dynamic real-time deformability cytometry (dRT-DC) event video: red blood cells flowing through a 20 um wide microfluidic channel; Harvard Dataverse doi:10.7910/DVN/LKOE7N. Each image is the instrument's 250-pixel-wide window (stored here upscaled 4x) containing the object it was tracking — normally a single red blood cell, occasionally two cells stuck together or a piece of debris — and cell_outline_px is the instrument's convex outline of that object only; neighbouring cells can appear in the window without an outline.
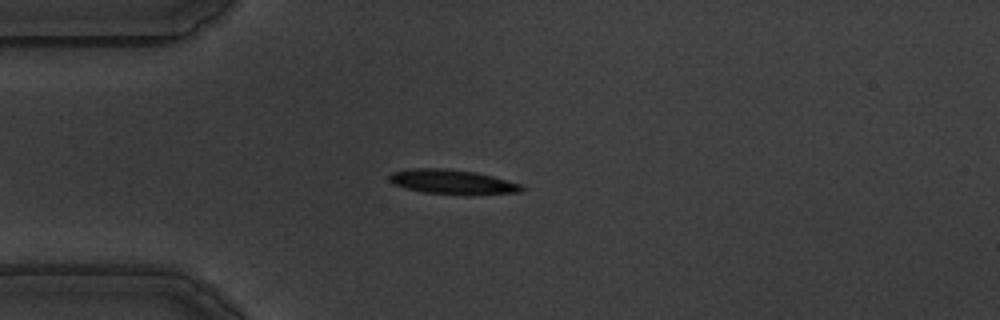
{"species": "common noctule bat (a hibernating species)", "species_latin": "Nyctalus noctula", "temperature_condition": "warm", "stored_images_in_passage": 44, "camera_frame_rate_fps": 3000, "um_per_image_px": 0.085, "animal": {"sex": "male", "body_mass_g": 19.5, "forearm_length_mm": 54.6}, "frame": {"image": 1, "passage_image": 1, "time_ms": 0.0, "image_size_px": [1000, 320], "cell_outline_px": [[524, 192], [472, 196], [464, 196], [424, 192], [404, 188], [392, 184], [388, 180], [388, 176], [392, 172], [412, 168], [444, 168], [476, 172], [492, 176], [520, 184], [524, 188]], "centroid_in_image_um": [38.46, 15.49], "position_along_channel_um": 46.5, "area_um2": 19.48}}
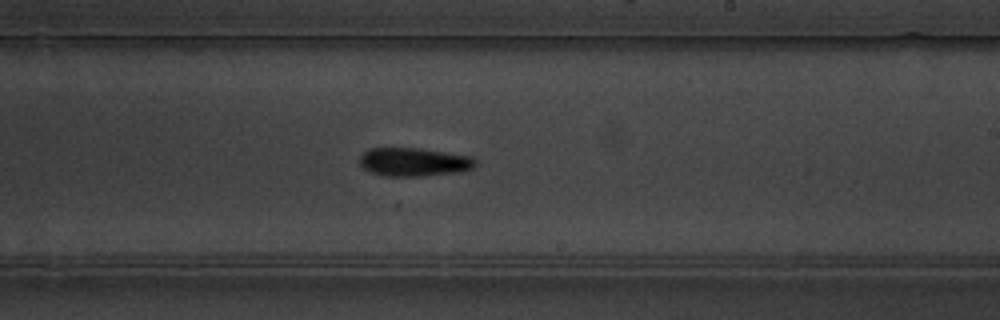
{"frame": {"image": 2, "passage_image": 20, "time_ms": 6.333, "image_size_px": [1000, 320], "cell_outline_px": [[476, 164], [472, 168], [460, 172], [420, 176], [380, 176], [368, 172], [360, 164], [360, 156], [368, 148], [420, 148], [472, 156], [476, 160]], "centroid_in_image_um": [35.17, 13.77], "position_along_channel_um": 253.8, "area_um2": 19.42}}
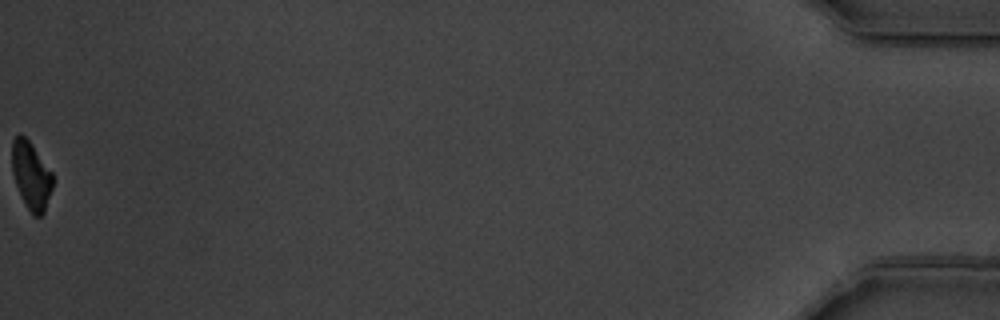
{"frame": {"image": 3, "passage_image": 44, "time_ms": 14.333, "image_size_px": [1000, 320], "cell_outline_px": [[52, 188], [44, 212], [40, 216], [32, 216], [16, 184], [12, 172], [12, 140], [20, 132], [32, 144], [52, 172]], "centroid_in_image_um": [2.64, 14.88], "position_along_channel_um": 432.6, "area_um2": 15.84}, "authors_computed_cell_mechanics": {"area_um2": 18.785, "velocity_mm_per_s": 3.5023, "shape_relaxation_time_tau1_ms": 3.7068, "shape_relaxation_time_tau2_ms": null, "deformation_change_tau1": 0.1711, "deformation_change_tau2": null}}